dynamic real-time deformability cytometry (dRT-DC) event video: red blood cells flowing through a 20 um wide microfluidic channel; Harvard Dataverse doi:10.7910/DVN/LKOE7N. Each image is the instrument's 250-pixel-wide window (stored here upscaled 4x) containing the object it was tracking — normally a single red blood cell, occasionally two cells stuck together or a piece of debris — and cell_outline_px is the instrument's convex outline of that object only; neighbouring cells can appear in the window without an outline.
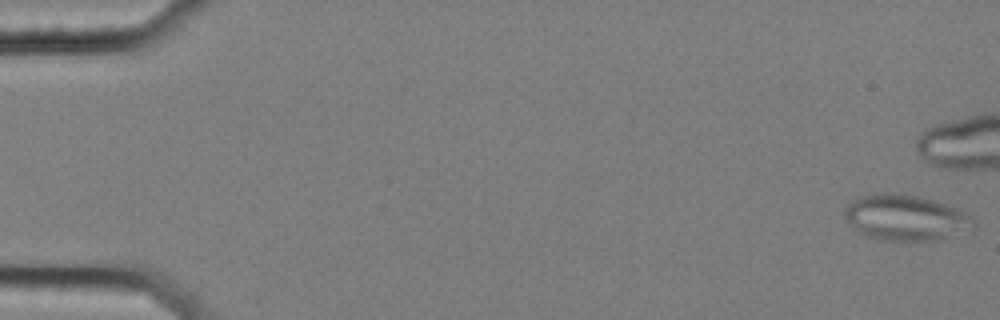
{"species": "common noctule bat (a hibernating species)", "species_latin": "Nyctalus noctula", "temperature_condition": "cold", "stored_images_in_passage": 45, "segment_of_instrument_passage": [1, 2], "camera_frame_rate_fps": 3000, "um_per_image_px": 0.085, "animal": {"sex": "female", "body_mass_g": 25.1}, "frame": {"image": 1, "passage_image": 1, "time_ms": 0.0, "image_size_px": [1000, 320], "cell_outline_px": [[976, 228], [940, 240], [884, 240], [868, 236], [860, 232], [848, 224], [844, 216], [844, 208], [856, 196], [872, 192], [892, 192], [920, 196], [956, 208], [972, 216], [976, 224]], "centroid_in_image_um": [76.96, 18.48], "position_along_channel_um": 8.0, "area_um2": 34.8}}